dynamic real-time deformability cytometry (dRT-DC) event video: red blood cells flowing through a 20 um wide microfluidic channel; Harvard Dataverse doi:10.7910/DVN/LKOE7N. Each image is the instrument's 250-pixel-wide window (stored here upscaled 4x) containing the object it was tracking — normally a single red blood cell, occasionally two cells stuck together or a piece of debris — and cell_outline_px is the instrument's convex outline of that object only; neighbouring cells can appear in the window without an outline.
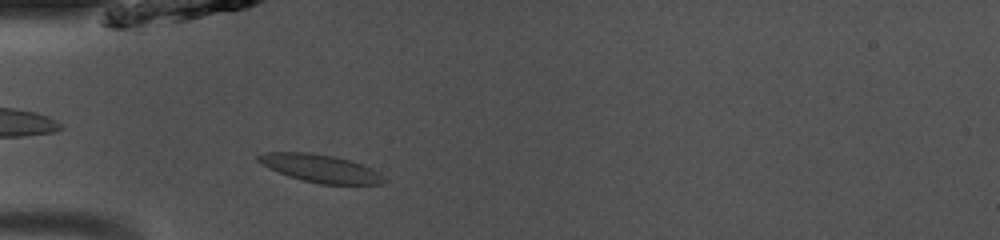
{"species": "common noctule bat (a hibernating species)", "species_latin": "Nyctalus noctula", "temperature_condition": "room temperature", "stored_images_in_passage": 37, "camera_frame_rate_fps": 3000, "um_per_image_px": 0.085, "animal": {"sex": "male", "body_mass_g": 13.0, "forearm_length_mm": 53.1}, "frame": {"image": 1, "passage_image": 3, "time_ms": 0.667, "image_size_px": [1000, 240], "cell_outline_px": [[388, 180], [384, 184], [320, 184], [288, 176], [268, 168], [260, 164], [256, 160], [256, 156], [264, 152], [308, 152], [332, 156], [352, 160], [372, 168], [380, 172]], "centroid_in_image_um": [27.25, 14.31], "position_along_channel_um": 57.7, "area_um2": 20.63}}
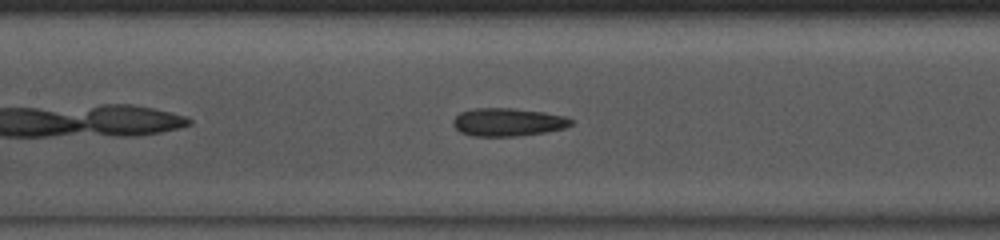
{"frame": {"image": 2, "passage_image": 11, "time_ms": 3.333, "image_size_px": [1000, 240], "cell_outline_px": [[572, 124], [564, 128], [544, 132], [516, 136], [472, 136], [460, 132], [452, 124], [452, 120], [460, 112], [476, 108], [512, 108], [544, 112], [564, 116], [572, 120]], "centroid_in_image_um": [43.13, 10.38], "position_along_channel_um": 164.3, "area_um2": 19.19}}
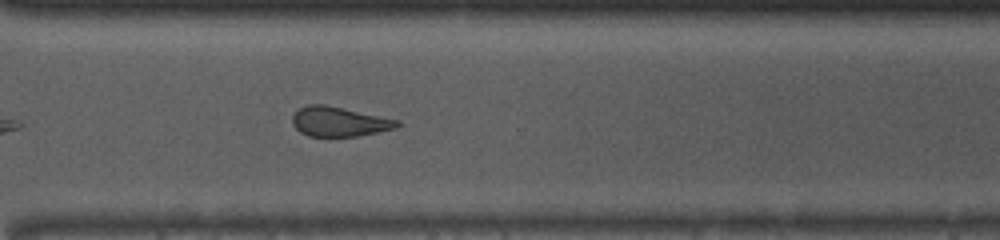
{"frame": {"image": 3, "passage_image": 24, "time_ms": 7.667, "image_size_px": [1000, 240], "cell_outline_px": [[400, 124], [396, 128], [356, 136], [308, 136], [300, 132], [292, 124], [292, 116], [300, 108], [308, 104], [324, 104], [400, 120]], "centroid_in_image_um": [28.81, 10.33], "position_along_channel_um": 341.8, "area_um2": 17.98}, "authors_computed_cell_mechanics": {"area_um2": 19.4786, "velocity_mm_per_s": 4.1112, "shape_relaxation_time_tau1_ms": null, "shape_relaxation_time_tau2_ms": 2.9111, "deformation_change_tau1": null, "deformation_change_tau2": 0.1247}}